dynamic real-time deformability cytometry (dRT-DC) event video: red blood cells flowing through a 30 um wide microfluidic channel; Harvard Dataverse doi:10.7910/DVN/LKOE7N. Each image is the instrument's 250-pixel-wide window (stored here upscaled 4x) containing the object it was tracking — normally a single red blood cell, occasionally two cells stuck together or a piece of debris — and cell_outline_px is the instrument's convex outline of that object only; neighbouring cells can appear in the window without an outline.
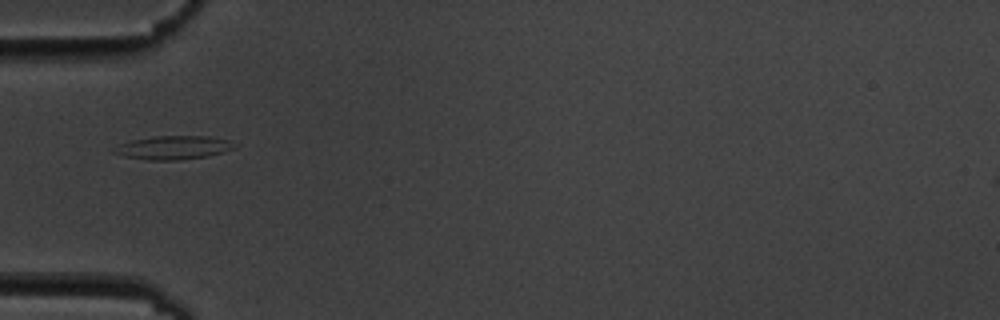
{"species": "common noctule bat (a hibernating species)", "species_latin": "Nyctalus noctula", "temperature_condition": "cold", "stored_images_in_passage": 1, "camera_frame_rate_fps": 3000, "um_per_image_px": 0.085, "animal": {"sex": "male", "body_mass_g": 19.5, "forearm_length_mm": 54.6}, "frame": {"image": 1, "passage_image": 1, "time_ms": 0.0, "image_size_px": [1000, 320], "cell_outline_px": [[240, 144], [236, 148], [208, 156], [180, 160], [148, 160], [124, 156], [112, 152], [112, 148], [120, 144], [132, 140], [152, 136], [208, 136], [228, 140]], "centroid_in_image_um": [14.76, 12.54], "position_along_channel_um": 70.2, "area_um2": 16.7}}